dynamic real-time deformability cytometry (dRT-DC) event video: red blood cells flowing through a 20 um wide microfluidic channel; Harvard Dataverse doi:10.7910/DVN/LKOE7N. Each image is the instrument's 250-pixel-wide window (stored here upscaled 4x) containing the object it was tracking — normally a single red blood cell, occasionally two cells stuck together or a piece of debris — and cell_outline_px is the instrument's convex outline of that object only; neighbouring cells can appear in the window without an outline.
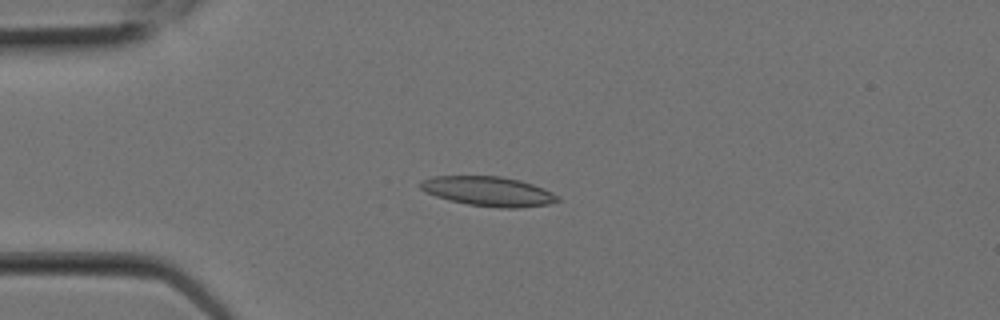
{"species": "Egyptian fruit bat (a non-hibernating species)", "species_latin": "Rousettus aegyptiacus", "temperature_condition": "room temperature", "stored_images_in_passage": 5, "camera_frame_rate_fps": 3000, "um_per_image_px": 0.085, "animal": {"sex": "female"}, "frame": {"image": 1, "passage_image": 4, "time_ms": 1.0, "image_size_px": [1000, 320], "cell_outline_px": [[560, 200], [548, 204], [520, 208], [500, 208], [468, 204], [448, 200], [424, 192], [420, 188], [420, 184], [424, 180], [432, 176], [500, 176], [520, 180], [544, 188], [560, 196]], "centroid_in_image_um": [41.53, 16.26], "position_along_channel_um": 43.5, "area_um2": 23.7}}